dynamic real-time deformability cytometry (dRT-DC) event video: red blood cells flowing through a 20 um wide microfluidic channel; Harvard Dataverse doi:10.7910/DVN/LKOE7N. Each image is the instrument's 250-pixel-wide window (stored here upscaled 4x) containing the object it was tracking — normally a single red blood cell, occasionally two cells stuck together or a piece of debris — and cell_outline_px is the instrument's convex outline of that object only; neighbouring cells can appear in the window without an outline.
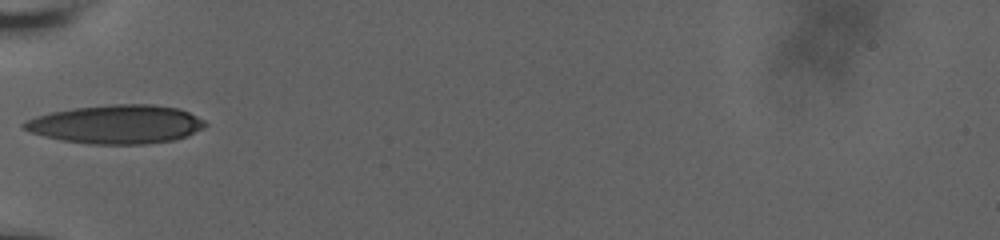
{"species": "human", "species_latin": "Homo sapiens", "temperature_condition": "room temperature", "stored_images_in_passage": 37, "camera_frame_rate_fps": 3000, "um_per_image_px": 0.085, "donor": {"sex": "male"}, "frame": {"image": 1, "passage_image": 1, "time_ms": 0.0, "image_size_px": [1000, 240], "cell_outline_px": [[208, 124], [204, 128], [188, 136], [176, 140], [144, 144], [88, 144], [64, 140], [44, 136], [32, 132], [24, 128], [20, 124], [24, 120], [36, 116], [52, 112], [76, 108], [112, 104], [152, 104], [176, 108], [188, 112], [204, 120]], "centroid_in_image_um": [9.92, 10.57], "position_along_channel_um": 75.1, "area_um2": 40.81}}
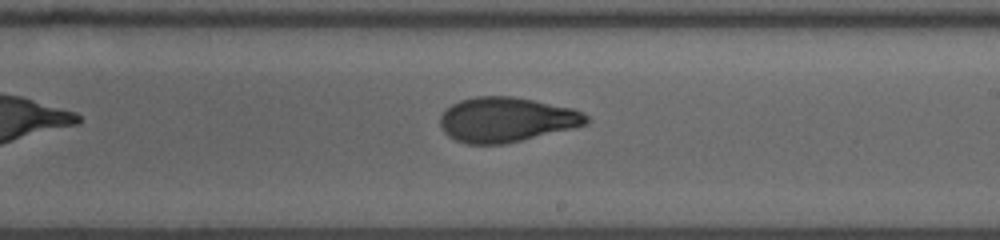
{"frame": {"image": 2, "passage_image": 15, "time_ms": 4.667, "image_size_px": [1000, 240], "cell_outline_px": [[588, 124], [572, 128], [504, 144], [468, 144], [456, 140], [448, 136], [444, 132], [440, 124], [440, 116], [452, 104], [460, 100], [476, 96], [512, 96], [572, 108], [584, 112], [588, 116]], "centroid_in_image_um": [43.04, 10.17], "position_along_channel_um": 246.0, "area_um2": 37.92}}
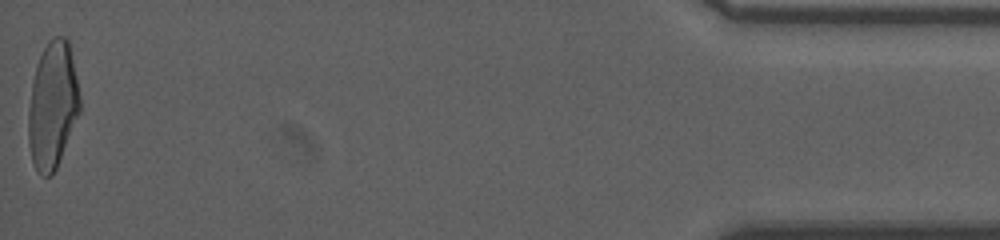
{"frame": {"image": 3, "passage_image": 37, "time_ms": 12.0, "image_size_px": [1000, 240], "cell_outline_px": [[80, 112], [56, 168], [52, 176], [44, 176], [36, 172], [32, 160], [28, 144], [28, 112], [32, 84], [36, 64], [48, 40], [52, 36], [64, 36], [68, 40], [80, 96]], "centroid_in_image_um": [4.46, 8.96], "position_along_channel_um": 430.7, "area_um2": 37.97}, "authors_computed_cell_mechanics": {"area_um2": 38.0902, "velocity_mm_per_s": 3.6747, "shape_relaxation_time_tau1_ms": 8.8642, "shape_relaxation_time_tau2_ms": 1.5837, "deformation_change_tau1": 0.237, "deformation_change_tau2": 0.0808}}